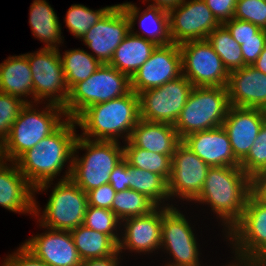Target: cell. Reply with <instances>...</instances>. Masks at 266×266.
Segmentation results:
<instances>
[{"label":"cell","mask_w":266,"mask_h":266,"mask_svg":"<svg viewBox=\"0 0 266 266\" xmlns=\"http://www.w3.org/2000/svg\"><path fill=\"white\" fill-rule=\"evenodd\" d=\"M75 124H77L75 119L66 117L65 121L53 133L46 136L15 161L21 174L35 188V192L47 189L49 182L53 181L66 161L71 158L68 172L62 180L70 178L72 157L78 137L74 131Z\"/></svg>","instance_id":"6da1fadb"},{"label":"cell","mask_w":266,"mask_h":266,"mask_svg":"<svg viewBox=\"0 0 266 266\" xmlns=\"http://www.w3.org/2000/svg\"><path fill=\"white\" fill-rule=\"evenodd\" d=\"M250 194L251 178L240 166L210 167L195 201L211 205L230 231L241 220Z\"/></svg>","instance_id":"7a4b0ae2"},{"label":"cell","mask_w":266,"mask_h":266,"mask_svg":"<svg viewBox=\"0 0 266 266\" xmlns=\"http://www.w3.org/2000/svg\"><path fill=\"white\" fill-rule=\"evenodd\" d=\"M75 120L83 128V138L118 141L117 136L124 132L128 141L140 120L139 96L131 90L120 98L89 106Z\"/></svg>","instance_id":"3957f363"},{"label":"cell","mask_w":266,"mask_h":266,"mask_svg":"<svg viewBox=\"0 0 266 266\" xmlns=\"http://www.w3.org/2000/svg\"><path fill=\"white\" fill-rule=\"evenodd\" d=\"M47 104L45 110L40 112L32 108L33 104L26 103L12 124L9 135L0 145L1 159L15 162L64 122L61 119L62 115L66 117L64 108Z\"/></svg>","instance_id":"277c9868"},{"label":"cell","mask_w":266,"mask_h":266,"mask_svg":"<svg viewBox=\"0 0 266 266\" xmlns=\"http://www.w3.org/2000/svg\"><path fill=\"white\" fill-rule=\"evenodd\" d=\"M117 141L91 140L78 136L77 149H86L84 157L72 158L70 178L85 192L109 183L113 169L124 159L123 147Z\"/></svg>","instance_id":"5b68a950"},{"label":"cell","mask_w":266,"mask_h":266,"mask_svg":"<svg viewBox=\"0 0 266 266\" xmlns=\"http://www.w3.org/2000/svg\"><path fill=\"white\" fill-rule=\"evenodd\" d=\"M131 91V79L109 64L101 66L86 80L69 90L64 107L67 118L76 119L89 106L120 98Z\"/></svg>","instance_id":"8992f818"},{"label":"cell","mask_w":266,"mask_h":266,"mask_svg":"<svg viewBox=\"0 0 266 266\" xmlns=\"http://www.w3.org/2000/svg\"><path fill=\"white\" fill-rule=\"evenodd\" d=\"M230 103L226 87H194L174 124L179 138L222 126Z\"/></svg>","instance_id":"52a82bcc"},{"label":"cell","mask_w":266,"mask_h":266,"mask_svg":"<svg viewBox=\"0 0 266 266\" xmlns=\"http://www.w3.org/2000/svg\"><path fill=\"white\" fill-rule=\"evenodd\" d=\"M139 8L131 3L113 5V7L94 24L81 38L96 53L101 64H109L114 51L121 44L139 18Z\"/></svg>","instance_id":"ba28073f"},{"label":"cell","mask_w":266,"mask_h":266,"mask_svg":"<svg viewBox=\"0 0 266 266\" xmlns=\"http://www.w3.org/2000/svg\"><path fill=\"white\" fill-rule=\"evenodd\" d=\"M52 190L48 203L40 216L41 227L67 230L84 222L88 197L71 178L60 180Z\"/></svg>","instance_id":"9c48e42d"},{"label":"cell","mask_w":266,"mask_h":266,"mask_svg":"<svg viewBox=\"0 0 266 266\" xmlns=\"http://www.w3.org/2000/svg\"><path fill=\"white\" fill-rule=\"evenodd\" d=\"M227 233L237 257L255 259L266 266V203L251 193L241 220Z\"/></svg>","instance_id":"30bf717a"},{"label":"cell","mask_w":266,"mask_h":266,"mask_svg":"<svg viewBox=\"0 0 266 266\" xmlns=\"http://www.w3.org/2000/svg\"><path fill=\"white\" fill-rule=\"evenodd\" d=\"M193 88L182 74L162 86L139 93L140 119L174 125Z\"/></svg>","instance_id":"8fae6325"},{"label":"cell","mask_w":266,"mask_h":266,"mask_svg":"<svg viewBox=\"0 0 266 266\" xmlns=\"http://www.w3.org/2000/svg\"><path fill=\"white\" fill-rule=\"evenodd\" d=\"M58 49L42 48L36 53L25 55L32 72L34 102L50 98L49 104L64 108L68 101L69 89Z\"/></svg>","instance_id":"7c38bea8"},{"label":"cell","mask_w":266,"mask_h":266,"mask_svg":"<svg viewBox=\"0 0 266 266\" xmlns=\"http://www.w3.org/2000/svg\"><path fill=\"white\" fill-rule=\"evenodd\" d=\"M179 47L182 74L194 87H226L229 73L207 39L186 41Z\"/></svg>","instance_id":"4fadbf2b"},{"label":"cell","mask_w":266,"mask_h":266,"mask_svg":"<svg viewBox=\"0 0 266 266\" xmlns=\"http://www.w3.org/2000/svg\"><path fill=\"white\" fill-rule=\"evenodd\" d=\"M208 166L182 141L176 146L172 156L171 175L168 180L169 198L178 195L194 201L201 193Z\"/></svg>","instance_id":"5bb4252c"},{"label":"cell","mask_w":266,"mask_h":266,"mask_svg":"<svg viewBox=\"0 0 266 266\" xmlns=\"http://www.w3.org/2000/svg\"><path fill=\"white\" fill-rule=\"evenodd\" d=\"M170 35L173 43L204 40L220 25L204 0L181 2L169 11Z\"/></svg>","instance_id":"9a60e30c"},{"label":"cell","mask_w":266,"mask_h":266,"mask_svg":"<svg viewBox=\"0 0 266 266\" xmlns=\"http://www.w3.org/2000/svg\"><path fill=\"white\" fill-rule=\"evenodd\" d=\"M165 246L174 263L199 266L196 237L183 214L176 207H162L161 247Z\"/></svg>","instance_id":"2e32d148"},{"label":"cell","mask_w":266,"mask_h":266,"mask_svg":"<svg viewBox=\"0 0 266 266\" xmlns=\"http://www.w3.org/2000/svg\"><path fill=\"white\" fill-rule=\"evenodd\" d=\"M182 75L179 44L157 46L149 59L136 71L131 79V90L137 95L156 88Z\"/></svg>","instance_id":"e0dca14e"},{"label":"cell","mask_w":266,"mask_h":266,"mask_svg":"<svg viewBox=\"0 0 266 266\" xmlns=\"http://www.w3.org/2000/svg\"><path fill=\"white\" fill-rule=\"evenodd\" d=\"M266 121V112L259 108L230 106L222 123L235 158L241 162L249 153L259 131Z\"/></svg>","instance_id":"ac0fdd59"},{"label":"cell","mask_w":266,"mask_h":266,"mask_svg":"<svg viewBox=\"0 0 266 266\" xmlns=\"http://www.w3.org/2000/svg\"><path fill=\"white\" fill-rule=\"evenodd\" d=\"M49 229L23 243L37 259L49 266H81L83 260L74 245L70 231Z\"/></svg>","instance_id":"d6986e66"},{"label":"cell","mask_w":266,"mask_h":266,"mask_svg":"<svg viewBox=\"0 0 266 266\" xmlns=\"http://www.w3.org/2000/svg\"><path fill=\"white\" fill-rule=\"evenodd\" d=\"M226 89L230 106L266 110V74L252 65L230 72Z\"/></svg>","instance_id":"ffe728a7"},{"label":"cell","mask_w":266,"mask_h":266,"mask_svg":"<svg viewBox=\"0 0 266 266\" xmlns=\"http://www.w3.org/2000/svg\"><path fill=\"white\" fill-rule=\"evenodd\" d=\"M182 142L210 167L240 166L222 126L188 134Z\"/></svg>","instance_id":"44dd1931"},{"label":"cell","mask_w":266,"mask_h":266,"mask_svg":"<svg viewBox=\"0 0 266 266\" xmlns=\"http://www.w3.org/2000/svg\"><path fill=\"white\" fill-rule=\"evenodd\" d=\"M6 165L0 158V205L7 210L38 215L35 188L21 174L16 163Z\"/></svg>","instance_id":"7402d4cb"},{"label":"cell","mask_w":266,"mask_h":266,"mask_svg":"<svg viewBox=\"0 0 266 266\" xmlns=\"http://www.w3.org/2000/svg\"><path fill=\"white\" fill-rule=\"evenodd\" d=\"M159 210V211H158ZM125 221V234L118 243V251L152 252L161 248L162 207L157 206L149 214L131 217Z\"/></svg>","instance_id":"603a6c76"},{"label":"cell","mask_w":266,"mask_h":266,"mask_svg":"<svg viewBox=\"0 0 266 266\" xmlns=\"http://www.w3.org/2000/svg\"><path fill=\"white\" fill-rule=\"evenodd\" d=\"M136 147L158 154L173 156L182 141L174 125L142 119L134 127L129 139Z\"/></svg>","instance_id":"cb8c5ba5"},{"label":"cell","mask_w":266,"mask_h":266,"mask_svg":"<svg viewBox=\"0 0 266 266\" xmlns=\"http://www.w3.org/2000/svg\"><path fill=\"white\" fill-rule=\"evenodd\" d=\"M133 30L127 34L121 44L114 51L109 65L130 78L149 59L157 45L153 42L134 35Z\"/></svg>","instance_id":"d4e9b609"},{"label":"cell","mask_w":266,"mask_h":266,"mask_svg":"<svg viewBox=\"0 0 266 266\" xmlns=\"http://www.w3.org/2000/svg\"><path fill=\"white\" fill-rule=\"evenodd\" d=\"M0 92L20 99L33 96L32 72L25 54L10 56L0 64Z\"/></svg>","instance_id":"484cf974"},{"label":"cell","mask_w":266,"mask_h":266,"mask_svg":"<svg viewBox=\"0 0 266 266\" xmlns=\"http://www.w3.org/2000/svg\"><path fill=\"white\" fill-rule=\"evenodd\" d=\"M70 233L83 261L107 257L118 252V244L109 235L83 224L72 229Z\"/></svg>","instance_id":"4316f807"},{"label":"cell","mask_w":266,"mask_h":266,"mask_svg":"<svg viewBox=\"0 0 266 266\" xmlns=\"http://www.w3.org/2000/svg\"><path fill=\"white\" fill-rule=\"evenodd\" d=\"M29 23L35 37L47 43L44 48L57 49V45L62 43L59 20L45 0H35L32 3Z\"/></svg>","instance_id":"83f0119b"},{"label":"cell","mask_w":266,"mask_h":266,"mask_svg":"<svg viewBox=\"0 0 266 266\" xmlns=\"http://www.w3.org/2000/svg\"><path fill=\"white\" fill-rule=\"evenodd\" d=\"M123 146L124 159L133 167L161 175L167 182L171 175L172 156L136 147L130 140Z\"/></svg>","instance_id":"f1b7e54d"},{"label":"cell","mask_w":266,"mask_h":266,"mask_svg":"<svg viewBox=\"0 0 266 266\" xmlns=\"http://www.w3.org/2000/svg\"><path fill=\"white\" fill-rule=\"evenodd\" d=\"M140 15V26L143 27V32L148 36H143L141 34L134 33L133 31L132 33L134 35L153 42L157 46H167L173 43L170 35V18L168 11L149 5L147 9L141 12ZM146 23L150 25L148 26ZM151 26L154 28L152 29Z\"/></svg>","instance_id":"f546056e"},{"label":"cell","mask_w":266,"mask_h":266,"mask_svg":"<svg viewBox=\"0 0 266 266\" xmlns=\"http://www.w3.org/2000/svg\"><path fill=\"white\" fill-rule=\"evenodd\" d=\"M61 61L69 90L78 82L86 80L101 66L94 55L80 49L65 51Z\"/></svg>","instance_id":"4dcf8cb0"},{"label":"cell","mask_w":266,"mask_h":266,"mask_svg":"<svg viewBox=\"0 0 266 266\" xmlns=\"http://www.w3.org/2000/svg\"><path fill=\"white\" fill-rule=\"evenodd\" d=\"M206 39L221 58L228 73L246 66L240 45L223 24L216 27Z\"/></svg>","instance_id":"1f68e13d"},{"label":"cell","mask_w":266,"mask_h":266,"mask_svg":"<svg viewBox=\"0 0 266 266\" xmlns=\"http://www.w3.org/2000/svg\"><path fill=\"white\" fill-rule=\"evenodd\" d=\"M128 179L129 189L146 195L157 206L169 198L168 182L161 175L128 164Z\"/></svg>","instance_id":"d6a6232c"},{"label":"cell","mask_w":266,"mask_h":266,"mask_svg":"<svg viewBox=\"0 0 266 266\" xmlns=\"http://www.w3.org/2000/svg\"><path fill=\"white\" fill-rule=\"evenodd\" d=\"M157 205L146 195L127 189L116 192L111 211L121 220L149 214Z\"/></svg>","instance_id":"836d02e7"},{"label":"cell","mask_w":266,"mask_h":266,"mask_svg":"<svg viewBox=\"0 0 266 266\" xmlns=\"http://www.w3.org/2000/svg\"><path fill=\"white\" fill-rule=\"evenodd\" d=\"M112 7L93 11L81 4L72 5L65 17L66 26L76 38L81 39Z\"/></svg>","instance_id":"e575fe53"},{"label":"cell","mask_w":266,"mask_h":266,"mask_svg":"<svg viewBox=\"0 0 266 266\" xmlns=\"http://www.w3.org/2000/svg\"><path fill=\"white\" fill-rule=\"evenodd\" d=\"M118 224L120 225L121 221L110 209L88 205L83 225L97 232L109 235L117 244L120 238L114 231L119 226Z\"/></svg>","instance_id":"d590c367"},{"label":"cell","mask_w":266,"mask_h":266,"mask_svg":"<svg viewBox=\"0 0 266 266\" xmlns=\"http://www.w3.org/2000/svg\"><path fill=\"white\" fill-rule=\"evenodd\" d=\"M240 167L251 179L259 173L266 172V121L263 123L249 153L240 162Z\"/></svg>","instance_id":"8d00e7d4"},{"label":"cell","mask_w":266,"mask_h":266,"mask_svg":"<svg viewBox=\"0 0 266 266\" xmlns=\"http://www.w3.org/2000/svg\"><path fill=\"white\" fill-rule=\"evenodd\" d=\"M26 103L30 102L0 92V145L9 135L12 124Z\"/></svg>","instance_id":"74e56055"},{"label":"cell","mask_w":266,"mask_h":266,"mask_svg":"<svg viewBox=\"0 0 266 266\" xmlns=\"http://www.w3.org/2000/svg\"><path fill=\"white\" fill-rule=\"evenodd\" d=\"M233 18L266 30V0H237Z\"/></svg>","instance_id":"f35d334b"},{"label":"cell","mask_w":266,"mask_h":266,"mask_svg":"<svg viewBox=\"0 0 266 266\" xmlns=\"http://www.w3.org/2000/svg\"><path fill=\"white\" fill-rule=\"evenodd\" d=\"M233 39L241 46L248 39H266V30L244 20L232 18L223 23Z\"/></svg>","instance_id":"ab89813d"},{"label":"cell","mask_w":266,"mask_h":266,"mask_svg":"<svg viewBox=\"0 0 266 266\" xmlns=\"http://www.w3.org/2000/svg\"><path fill=\"white\" fill-rule=\"evenodd\" d=\"M115 194L110 183L103 184L87 192L88 205L111 210Z\"/></svg>","instance_id":"60d3db41"},{"label":"cell","mask_w":266,"mask_h":266,"mask_svg":"<svg viewBox=\"0 0 266 266\" xmlns=\"http://www.w3.org/2000/svg\"><path fill=\"white\" fill-rule=\"evenodd\" d=\"M212 14L220 24L234 16L237 0H204Z\"/></svg>","instance_id":"b9f144b4"},{"label":"cell","mask_w":266,"mask_h":266,"mask_svg":"<svg viewBox=\"0 0 266 266\" xmlns=\"http://www.w3.org/2000/svg\"><path fill=\"white\" fill-rule=\"evenodd\" d=\"M2 266H49L42 260L37 259L31 252H29L23 245L9 255L3 262Z\"/></svg>","instance_id":"7bdbcfd3"},{"label":"cell","mask_w":266,"mask_h":266,"mask_svg":"<svg viewBox=\"0 0 266 266\" xmlns=\"http://www.w3.org/2000/svg\"><path fill=\"white\" fill-rule=\"evenodd\" d=\"M109 183L116 192L129 189L128 163L125 159L118 163L110 174Z\"/></svg>","instance_id":"ee69618b"},{"label":"cell","mask_w":266,"mask_h":266,"mask_svg":"<svg viewBox=\"0 0 266 266\" xmlns=\"http://www.w3.org/2000/svg\"><path fill=\"white\" fill-rule=\"evenodd\" d=\"M266 46V39H248L240 46L246 65H252Z\"/></svg>","instance_id":"f6af8a7d"},{"label":"cell","mask_w":266,"mask_h":266,"mask_svg":"<svg viewBox=\"0 0 266 266\" xmlns=\"http://www.w3.org/2000/svg\"><path fill=\"white\" fill-rule=\"evenodd\" d=\"M251 193L261 202L266 203V172L251 179Z\"/></svg>","instance_id":"bcb514c9"},{"label":"cell","mask_w":266,"mask_h":266,"mask_svg":"<svg viewBox=\"0 0 266 266\" xmlns=\"http://www.w3.org/2000/svg\"><path fill=\"white\" fill-rule=\"evenodd\" d=\"M119 254L118 251L116 254L107 257L86 260L82 262L81 266H117L120 263L118 261Z\"/></svg>","instance_id":"7dc6e473"},{"label":"cell","mask_w":266,"mask_h":266,"mask_svg":"<svg viewBox=\"0 0 266 266\" xmlns=\"http://www.w3.org/2000/svg\"><path fill=\"white\" fill-rule=\"evenodd\" d=\"M153 1L155 2L151 4V6H156L169 12L171 9L177 7L184 0H153Z\"/></svg>","instance_id":"c3c4849f"},{"label":"cell","mask_w":266,"mask_h":266,"mask_svg":"<svg viewBox=\"0 0 266 266\" xmlns=\"http://www.w3.org/2000/svg\"><path fill=\"white\" fill-rule=\"evenodd\" d=\"M252 66L260 72L266 74V46Z\"/></svg>","instance_id":"681fc988"},{"label":"cell","mask_w":266,"mask_h":266,"mask_svg":"<svg viewBox=\"0 0 266 266\" xmlns=\"http://www.w3.org/2000/svg\"><path fill=\"white\" fill-rule=\"evenodd\" d=\"M238 263L229 264L228 266H262L255 259H247L235 256Z\"/></svg>","instance_id":"f907efd6"},{"label":"cell","mask_w":266,"mask_h":266,"mask_svg":"<svg viewBox=\"0 0 266 266\" xmlns=\"http://www.w3.org/2000/svg\"><path fill=\"white\" fill-rule=\"evenodd\" d=\"M166 266H186V265L172 264V263L170 262V264L168 263Z\"/></svg>","instance_id":"816d5d0a"}]
</instances>
